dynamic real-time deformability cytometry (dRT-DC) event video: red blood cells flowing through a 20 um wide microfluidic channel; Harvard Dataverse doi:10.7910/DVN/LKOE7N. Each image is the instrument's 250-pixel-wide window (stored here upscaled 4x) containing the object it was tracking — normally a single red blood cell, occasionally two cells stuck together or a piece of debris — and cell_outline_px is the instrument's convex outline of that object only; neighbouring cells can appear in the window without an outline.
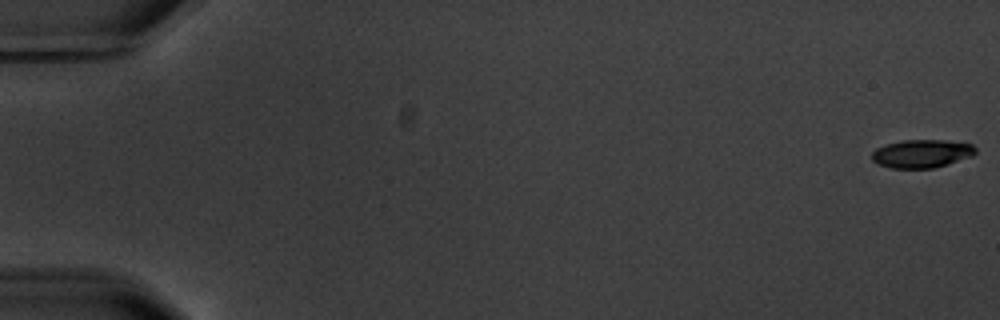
{"species": "common noctule bat (a hibernating species)", "species_latin": "Nyctalus noctula", "temperature_condition": "warm", "stored_images_in_passage": 5, "camera_frame_rate_fps": 3000, "um_per_image_px": 0.085, "animal": {"sex": "male", "body_mass_g": 20.1, "forearm_length_mm": 53.5}, "frame": {"image": 1, "passage_image": 1, "time_ms": 0.0, "image_size_px": [1000, 320], "cell_outline_px": [[976, 152], [972, 156], [948, 164], [932, 168], [892, 168], [880, 164], [872, 160], [872, 152], [876, 148], [884, 144], [900, 140], [944, 140], [972, 144], [976, 148]], "centroid_in_image_um": [78.34, 13.05], "position_along_channel_um": 6.7, "area_um2": 17.05}}
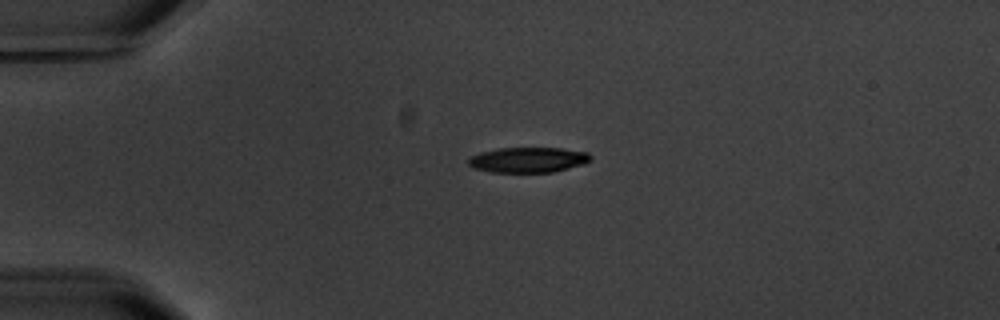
{"frame": {"image": 2, "passage_image": 4, "time_ms": 4.667, "image_size_px": [1000, 320], "cell_outline_px": [[592, 160], [584, 164], [552, 172], [492, 172], [472, 168], [468, 164], [468, 160], [472, 156], [480, 152], [496, 148], [560, 148], [588, 152], [592, 156]], "centroid_in_image_um": [44.9, 13.58], "position_along_channel_um": 40.1, "area_um2": 18.09}}